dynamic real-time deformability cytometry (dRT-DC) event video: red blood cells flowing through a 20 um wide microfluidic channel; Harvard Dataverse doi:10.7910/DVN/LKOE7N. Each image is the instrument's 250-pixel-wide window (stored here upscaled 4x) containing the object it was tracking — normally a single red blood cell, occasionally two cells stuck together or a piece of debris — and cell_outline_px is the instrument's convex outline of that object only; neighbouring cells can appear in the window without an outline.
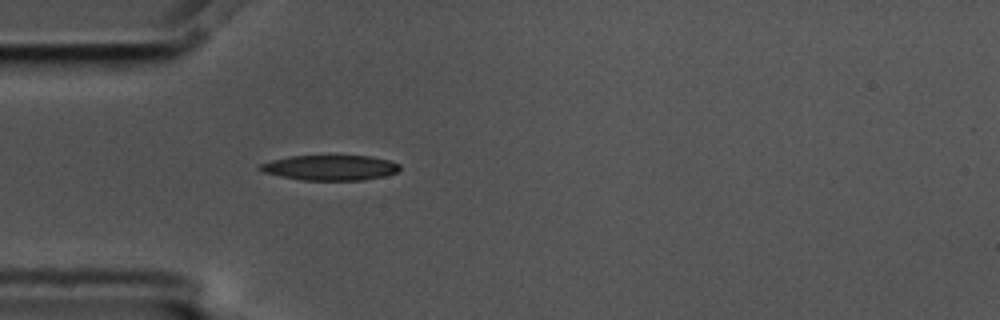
{"species": "common noctule bat (a hibernating species)", "species_latin": "Nyctalus noctula", "temperature_condition": "cold", "stored_images_in_passage": 4, "camera_frame_rate_fps": 3000, "um_per_image_px": 0.085, "animal": {"sex": "male", "body_mass_g": 17.5, "forearm_length_mm": 52.3}, "frame": {"image": 1, "passage_image": 4, "time_ms": 1.0, "image_size_px": [1000, 320], "cell_outline_px": [[400, 168], [396, 172], [384, 176], [364, 180], [300, 180], [280, 176], [264, 172], [256, 168], [260, 164], [272, 160], [288, 156], [372, 156], [388, 160], [400, 164]], "centroid_in_image_um": [28.05, 14.25], "position_along_channel_um": 57.0, "area_um2": 20.52}}